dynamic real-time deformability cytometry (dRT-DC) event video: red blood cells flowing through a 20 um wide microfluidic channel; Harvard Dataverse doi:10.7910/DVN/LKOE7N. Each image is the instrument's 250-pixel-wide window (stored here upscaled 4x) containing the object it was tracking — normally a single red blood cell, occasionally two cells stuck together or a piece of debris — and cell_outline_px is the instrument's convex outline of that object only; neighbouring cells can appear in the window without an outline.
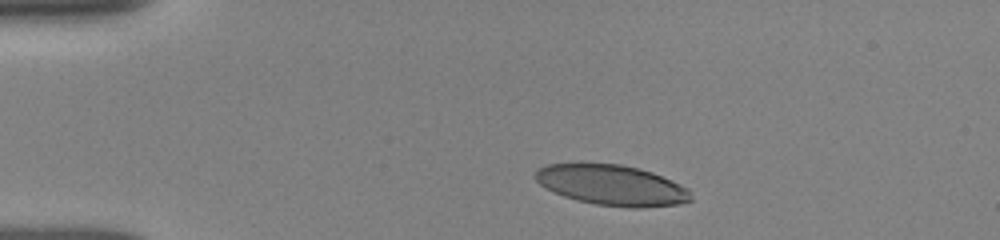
{"species": "human", "species_latin": "Homo sapiens", "temperature_condition": "room temperature", "stored_images_in_passage": 4, "camera_frame_rate_fps": 3000, "um_per_image_px": 0.085, "donor": {"sex": "female"}, "frame": {"image": 1, "passage_image": 1, "time_ms": 0.0, "image_size_px": [1000, 240], "cell_outline_px": [[692, 200], [680, 204], [640, 208], [632, 208], [596, 204], [576, 200], [552, 192], [540, 184], [536, 180], [536, 168], [548, 164], [620, 164], [640, 168], [652, 172], [672, 180], [688, 188]], "centroid_in_image_um": [52.02, 15.74], "position_along_channel_um": 33.0, "area_um2": 36.65}}
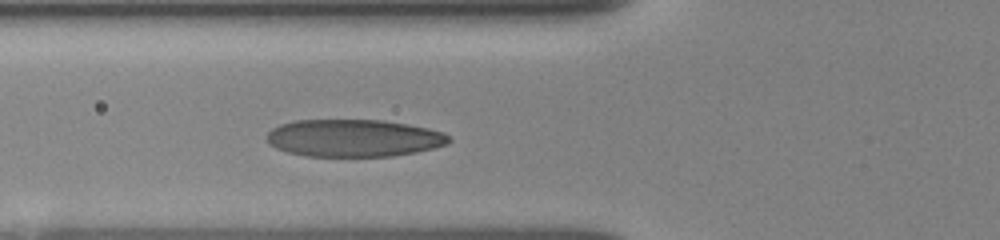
{"frame": {"image": 2, "passage_image": 4, "time_ms": 3.0, "image_size_px": [1000, 240], "cell_outline_px": [[452, 140], [448, 144], [416, 152], [392, 156], [308, 156], [288, 152], [276, 148], [268, 144], [268, 132], [272, 128], [280, 124], [296, 120], [384, 120], [408, 124], [428, 128], [444, 132]], "centroid_in_image_um": [30.08, 11.73], "position_along_channel_um": 95.7, "area_um2": 39.71}}